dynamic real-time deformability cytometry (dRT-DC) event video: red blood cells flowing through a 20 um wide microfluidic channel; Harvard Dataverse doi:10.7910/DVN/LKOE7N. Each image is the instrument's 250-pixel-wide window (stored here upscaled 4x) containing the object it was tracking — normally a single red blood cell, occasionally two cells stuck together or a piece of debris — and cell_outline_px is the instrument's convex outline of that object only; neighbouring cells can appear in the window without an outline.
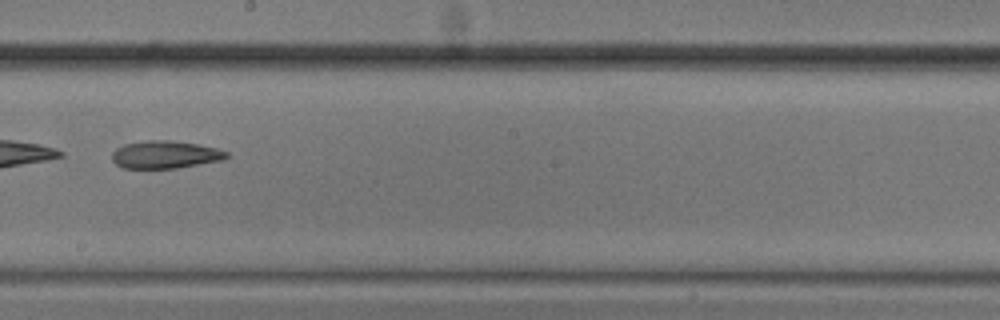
{"species": "common noctule bat (a hibernating species)", "species_latin": "Nyctalus noctula", "temperature_condition": "cold", "stored_images_in_passage": 52, "camera_frame_rate_fps": 3000, "um_per_image_px": 0.085, "animal": {"sex": "male", "body_mass_g": 20.5, "forearm_length_mm": 52.5}, "frame": {"image": 1, "passage_image": 30, "time_ms": 9.667, "image_size_px": [1000, 320], "cell_outline_px": [[228, 156], [224, 160], [176, 168], [120, 168], [112, 160], [112, 152], [116, 148], [124, 144], [144, 140], [172, 140], [196, 144], [216, 148], [228, 152]], "centroid_in_image_um": [14.02, 13.14], "position_along_channel_um": 234.2, "area_um2": 18.55}}